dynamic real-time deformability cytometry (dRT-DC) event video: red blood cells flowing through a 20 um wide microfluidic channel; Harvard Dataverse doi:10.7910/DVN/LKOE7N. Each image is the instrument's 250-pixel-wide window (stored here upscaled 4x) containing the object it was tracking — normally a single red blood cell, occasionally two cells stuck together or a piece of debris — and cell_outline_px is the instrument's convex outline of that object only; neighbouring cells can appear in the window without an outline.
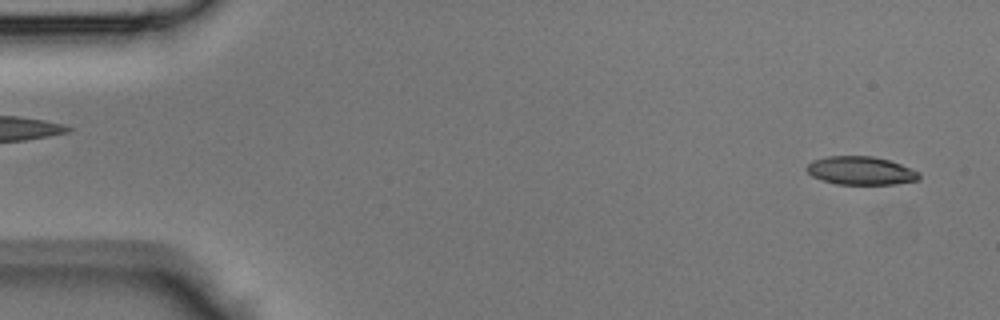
{"species": "Egyptian fruit bat (a non-hibernating species)", "species_latin": "Rousettus aegyptiacus", "temperature_condition": "room temperature", "stored_images_in_passage": 43, "camera_frame_rate_fps": 3000, "um_per_image_px": 0.085, "animal": {"sex": "male"}, "frame": {"image": 1, "passage_image": 2, "time_ms": 0.333, "image_size_px": [1000, 320], "cell_outline_px": [[920, 176], [916, 180], [896, 184], [836, 184], [812, 176], [804, 168], [812, 160], [828, 156], [872, 156], [888, 160], [900, 164], [920, 172]], "centroid_in_image_um": [73.14, 14.5], "position_along_channel_um": 11.9, "area_um2": 18.44}}
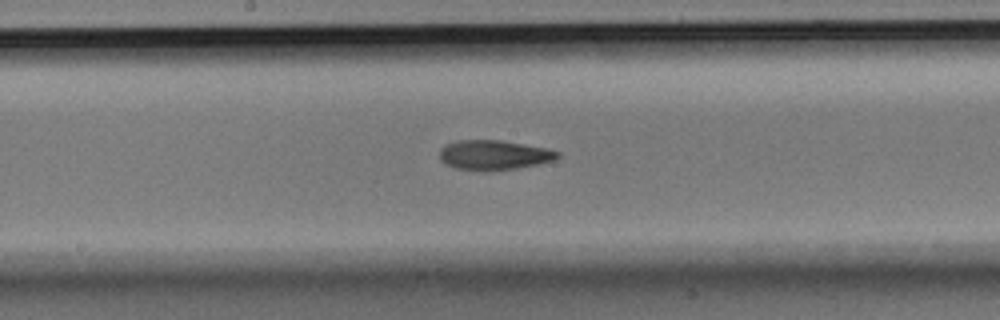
{"frame": {"image": 2, "passage_image": 22, "time_ms": 7.0, "image_size_px": [1000, 320], "cell_outline_px": [[560, 156], [556, 160], [516, 168], [456, 168], [440, 160], [440, 148], [444, 144], [456, 140], [500, 140], [524, 144], [544, 148], [560, 152]], "centroid_in_image_um": [41.99, 13.12], "position_along_channel_um": 206.2, "area_um2": 19.65}}
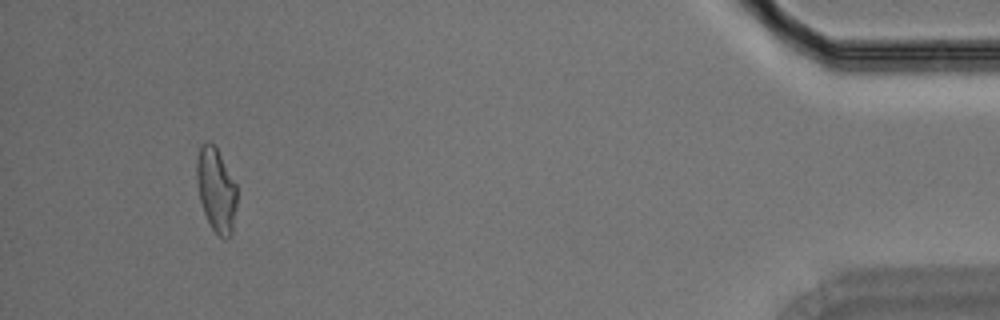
{"frame": {"image": 3, "passage_image": 40, "time_ms": 13.0, "image_size_px": [1000, 320], "cell_outline_px": [[236, 204], [232, 232], [228, 240], [224, 240], [212, 228], [204, 212], [200, 200], [196, 180], [196, 160], [200, 144], [208, 140], [216, 148], [236, 184]], "centroid_in_image_um": [18.35, 16.13], "position_along_channel_um": 416.8, "area_um2": 19.59}}